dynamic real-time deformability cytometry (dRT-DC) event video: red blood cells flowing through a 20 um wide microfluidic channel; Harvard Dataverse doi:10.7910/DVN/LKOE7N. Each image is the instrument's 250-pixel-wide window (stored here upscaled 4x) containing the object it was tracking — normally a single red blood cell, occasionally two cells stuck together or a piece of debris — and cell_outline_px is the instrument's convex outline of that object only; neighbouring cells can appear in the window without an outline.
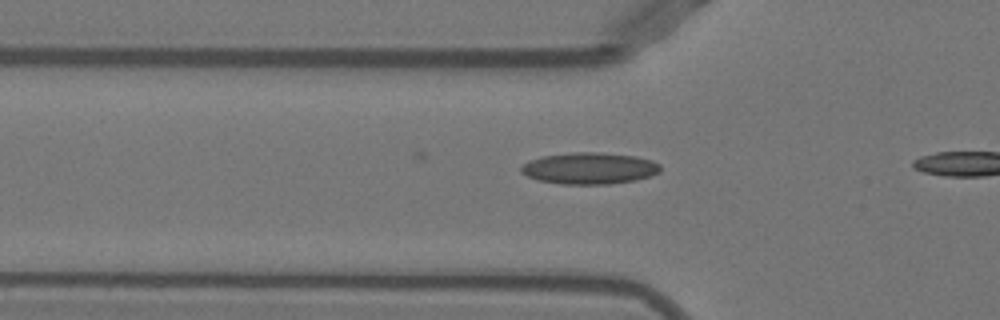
{"species": "Egyptian fruit bat (a non-hibernating species)", "species_latin": "Rousettus aegyptiacus", "temperature_condition": "warm", "stored_images_in_passage": 18, "camera_frame_rate_fps": 3000, "um_per_image_px": 0.085, "animal": {"sex": "female"}, "frame": {"image": 1, "passage_image": 6, "time_ms": 1.667, "image_size_px": [1000, 320], "cell_outline_px": [[660, 172], [652, 176], [636, 180], [608, 184], [560, 184], [540, 180], [528, 176], [520, 172], [520, 168], [528, 160], [544, 156], [572, 152], [596, 152], [636, 156], [652, 160], [660, 164]], "centroid_in_image_um": [50.13, 14.3], "position_along_channel_um": 75.7, "area_um2": 25.66}}
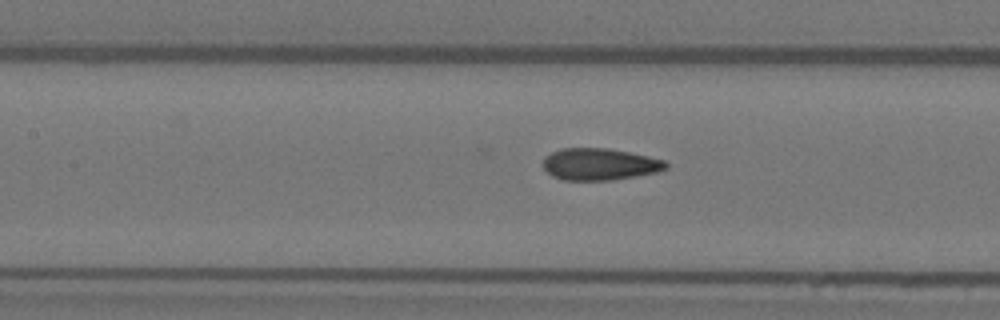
{"frame": {"image": 2, "passage_image": 12, "time_ms": 3.667, "image_size_px": [1000, 320], "cell_outline_px": [[668, 168], [656, 172], [636, 176], [612, 180], [564, 180], [552, 176], [544, 168], [544, 160], [552, 152], [560, 148], [608, 148], [648, 156], [664, 160], [668, 164]], "centroid_in_image_um": [50.99, 13.96], "position_along_channel_um": 156.4, "area_um2": 22.66}}
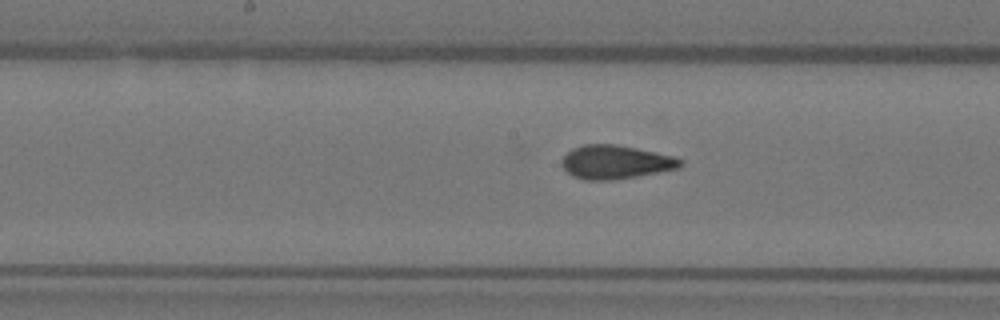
{"frame": {"image": 3, "passage_image": 15, "time_ms": 4.667, "image_size_px": [1000, 320], "cell_outline_px": [[684, 160], [676, 168], [636, 176], [608, 180], [584, 180], [572, 176], [560, 164], [560, 160], [572, 148], [584, 144], [616, 144], [636, 148], [672, 156]], "centroid_in_image_um": [52.24, 13.77], "position_along_channel_um": 196.0, "area_um2": 22.95}}